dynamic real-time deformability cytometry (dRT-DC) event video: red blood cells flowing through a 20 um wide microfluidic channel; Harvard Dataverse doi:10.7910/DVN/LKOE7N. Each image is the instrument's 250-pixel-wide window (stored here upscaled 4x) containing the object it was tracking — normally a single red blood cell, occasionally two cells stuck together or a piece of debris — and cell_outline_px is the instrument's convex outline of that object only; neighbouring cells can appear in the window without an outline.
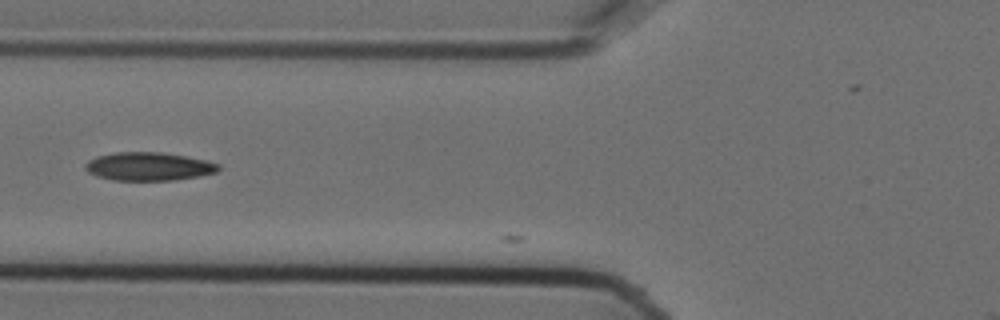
{"species": "Egyptian fruit bat (a non-hibernating species)", "species_latin": "Rousettus aegyptiacus", "temperature_condition": "cold", "stored_images_in_passage": 4, "camera_frame_rate_fps": 3000, "um_per_image_px": 0.085, "animal": {"sex": "female"}, "frame": {"image": 1, "passage_image": 3, "time_ms": 0.667, "image_size_px": [1000, 320], "cell_outline_px": [[220, 168], [216, 172], [200, 176], [176, 180], [112, 180], [96, 176], [88, 172], [84, 168], [84, 164], [88, 160], [96, 156], [116, 152], [160, 152], [184, 156], [204, 160], [220, 164]], "centroid_in_image_um": [12.6, 14.15], "position_along_channel_um": 113.2, "area_um2": 22.02}}